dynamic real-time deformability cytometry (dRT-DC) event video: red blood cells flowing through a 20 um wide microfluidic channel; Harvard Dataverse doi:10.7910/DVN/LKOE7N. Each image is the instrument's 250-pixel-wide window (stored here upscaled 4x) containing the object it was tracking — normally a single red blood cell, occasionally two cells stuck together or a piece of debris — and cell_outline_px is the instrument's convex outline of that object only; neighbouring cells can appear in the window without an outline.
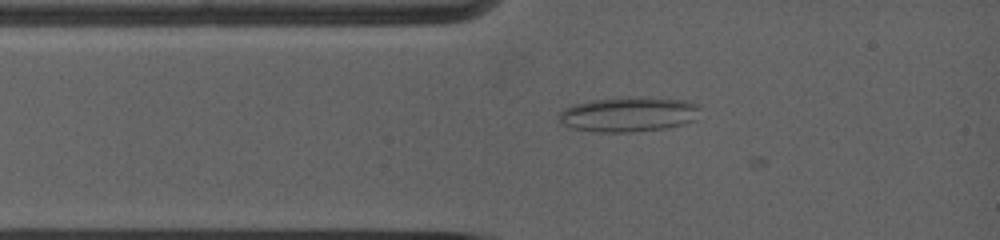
{"species": "common noctule bat (a hibernating species)", "species_latin": "Nyctalus noctula", "temperature_condition": "warm", "stored_images_in_passage": 6, "camera_frame_rate_fps": 5000, "um_per_image_px": 0.085, "animal": {"sex": "female", "body_mass_g": 19.0, "forearm_length_mm": 53.3}, "frame": {"image": 1, "passage_image": 5, "time_ms": 2.4, "image_size_px": [1000, 240], "cell_outline_px": [[700, 108], [696, 120], [684, 124], [668, 128], [632, 132], [596, 132], [572, 128], [556, 120], [556, 116], [564, 108], [572, 104], [592, 100], [628, 96], [640, 96], [684, 100], [700, 104]], "centroid_in_image_um": [53.43, 9.71], "position_along_channel_um": 31.6, "area_um2": 29.36}}